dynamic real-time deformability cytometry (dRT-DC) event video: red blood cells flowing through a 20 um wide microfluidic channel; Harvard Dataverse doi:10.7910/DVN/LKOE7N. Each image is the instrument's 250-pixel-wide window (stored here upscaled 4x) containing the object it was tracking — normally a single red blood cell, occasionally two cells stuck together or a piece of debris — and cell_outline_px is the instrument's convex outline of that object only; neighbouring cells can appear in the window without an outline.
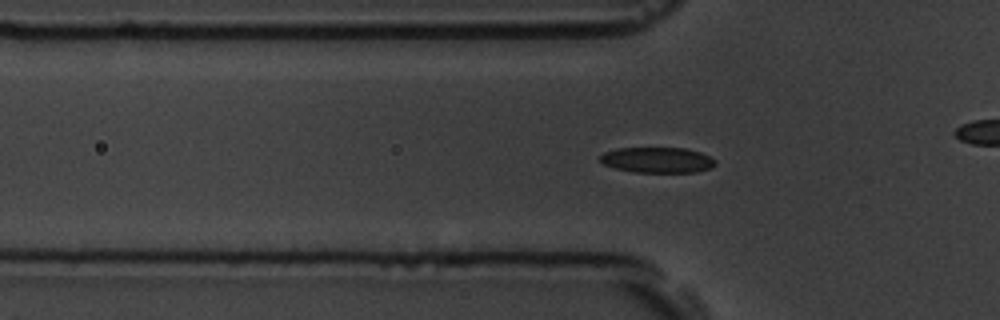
{"species": "common noctule bat (a hibernating species)", "species_latin": "Nyctalus noctula", "temperature_condition": "room temperature", "stored_images_in_passage": 58, "camera_frame_rate_fps": 3000, "um_per_image_px": 0.085, "animal": {"sex": "male", "body_mass_g": 19.5, "forearm_length_mm": 54.6}, "frame": {"image": 1, "passage_image": 18, "time_ms": 5.667, "image_size_px": [1000, 320], "cell_outline_px": [[716, 164], [712, 168], [696, 172], [636, 172], [616, 168], [604, 164], [600, 160], [600, 156], [604, 152], [616, 148], [684, 148], [700, 152], [716, 160]], "centroid_in_image_um": [55.9, 13.6], "position_along_channel_um": 69.9, "area_um2": 17.11}}
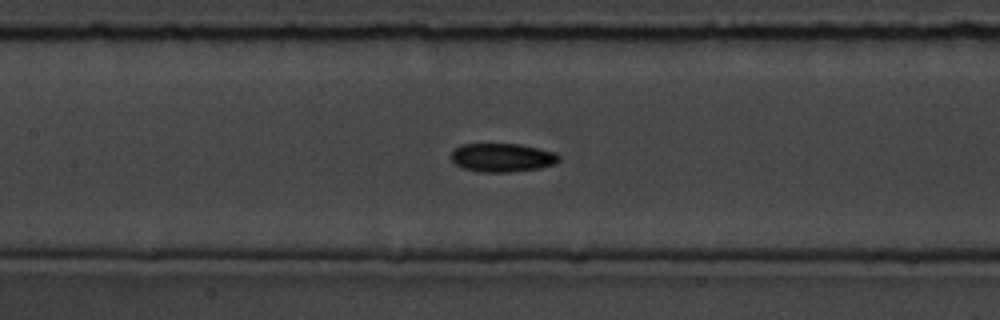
{"frame": {"image": 2, "passage_image": 26, "time_ms": 8.333, "image_size_px": [1000, 320], "cell_outline_px": [[560, 160], [556, 164], [540, 168], [508, 172], [480, 172], [460, 168], [452, 160], [452, 152], [460, 144], [520, 144], [556, 152], [560, 156]], "centroid_in_image_um": [42.71, 13.4], "position_along_channel_um": 164.7, "area_um2": 18.09}}
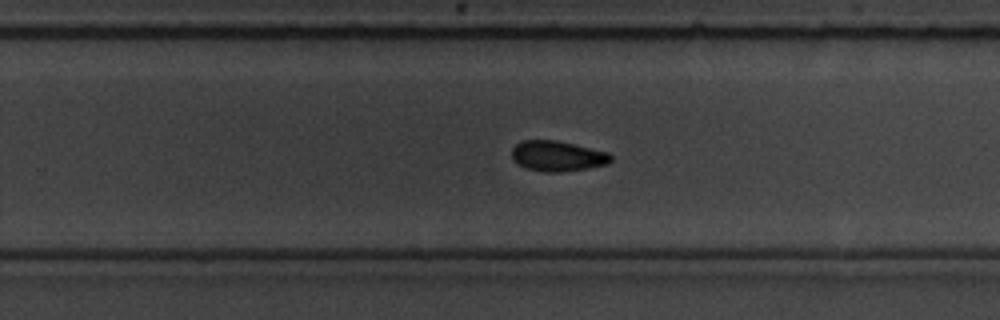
{"frame": {"image": 3, "passage_image": 36, "time_ms": 11.667, "image_size_px": [1000, 320], "cell_outline_px": [[612, 160], [608, 164], [588, 168], [560, 172], [544, 172], [524, 168], [512, 160], [512, 148], [520, 140], [556, 140], [608, 152], [612, 156]], "centroid_in_image_um": [47.36, 13.27], "position_along_channel_um": 282.4, "area_um2": 17.69}, "authors_computed_cell_mechanics": {"area_um2": 17.4556, "velocity_mm_per_s": 3.5548, "shape_relaxation_time_tau1_ms": 3.6753, "shape_relaxation_time_tau2_ms": 3.609, "deformation_change_tau1": 0.0834, "deformation_change_tau2": 0.0734}}